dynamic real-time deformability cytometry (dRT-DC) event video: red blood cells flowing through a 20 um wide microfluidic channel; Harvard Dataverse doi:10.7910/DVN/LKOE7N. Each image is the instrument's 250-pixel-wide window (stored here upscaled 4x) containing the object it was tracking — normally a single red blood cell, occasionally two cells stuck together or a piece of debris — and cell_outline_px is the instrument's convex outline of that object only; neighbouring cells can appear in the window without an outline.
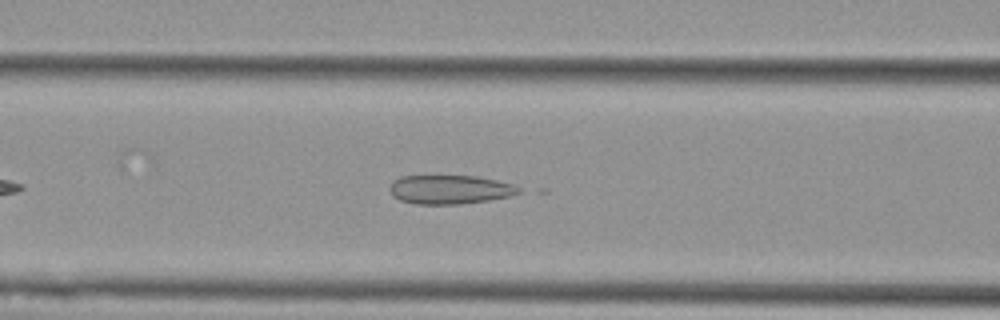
{"species": "Egyptian fruit bat (a non-hibernating species)", "species_latin": "Rousettus aegyptiacus", "temperature_condition": "cold", "stored_images_in_passage": 42, "camera_frame_rate_fps": 3000, "um_per_image_px": 0.085, "animal": {"sex": "female"}, "frame": {"image": 1, "passage_image": 11, "time_ms": 3.333, "image_size_px": [1000, 320], "cell_outline_px": [[520, 192], [508, 196], [488, 200], [460, 204], [416, 204], [400, 200], [392, 196], [392, 180], [400, 176], [476, 176], [496, 180], [512, 184], [520, 188]], "centroid_in_image_um": [38.22, 16.11], "position_along_channel_um": 128.4, "area_um2": 21.5}}
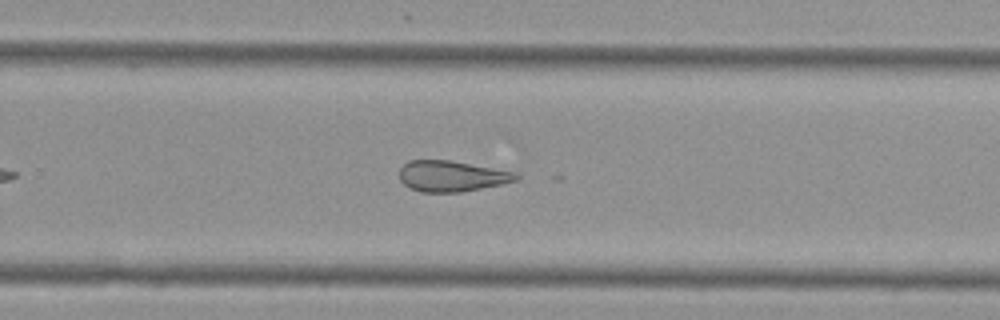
{"frame": {"image": 2, "passage_image": 24, "time_ms": 7.667, "image_size_px": [1000, 320], "cell_outline_px": [[520, 176], [516, 180], [500, 184], [460, 192], [420, 192], [404, 184], [400, 180], [400, 168], [408, 160], [448, 160], [516, 172]], "centroid_in_image_um": [38.37, 14.96], "position_along_channel_um": 291.4, "area_um2": 20.69}}
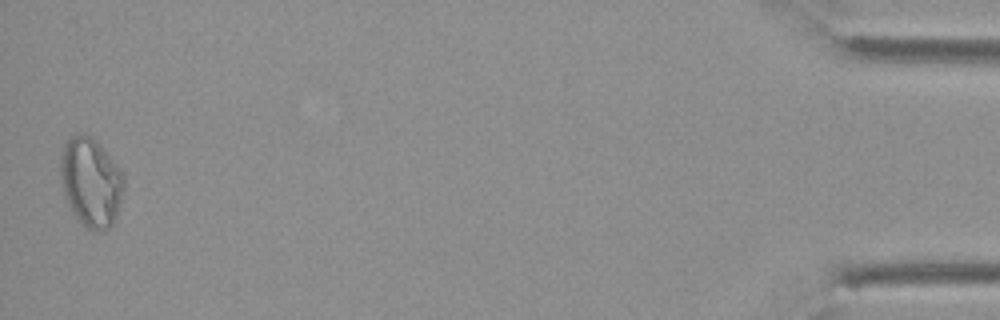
{"frame": {"image": 3, "passage_image": 42, "time_ms": 13.667, "image_size_px": [1000, 320], "cell_outline_px": [[124, 188], [116, 216], [112, 224], [104, 232], [92, 232], [76, 216], [64, 192], [60, 180], [60, 156], [64, 144], [72, 136], [80, 132], [92, 136], [96, 140], [124, 172]], "centroid_in_image_um": [7.75, 15.45], "position_along_channel_um": 427.5, "area_um2": 32.95}, "authors_computed_cell_mechanics": {"area_um2": 22.6576, "velocity_mm_per_s": 3.7855, "shape_relaxation_time_tau1_ms": null, "shape_relaxation_time_tau2_ms": 6.0519, "deformation_change_tau1": null, "deformation_change_tau2": 0.151}}